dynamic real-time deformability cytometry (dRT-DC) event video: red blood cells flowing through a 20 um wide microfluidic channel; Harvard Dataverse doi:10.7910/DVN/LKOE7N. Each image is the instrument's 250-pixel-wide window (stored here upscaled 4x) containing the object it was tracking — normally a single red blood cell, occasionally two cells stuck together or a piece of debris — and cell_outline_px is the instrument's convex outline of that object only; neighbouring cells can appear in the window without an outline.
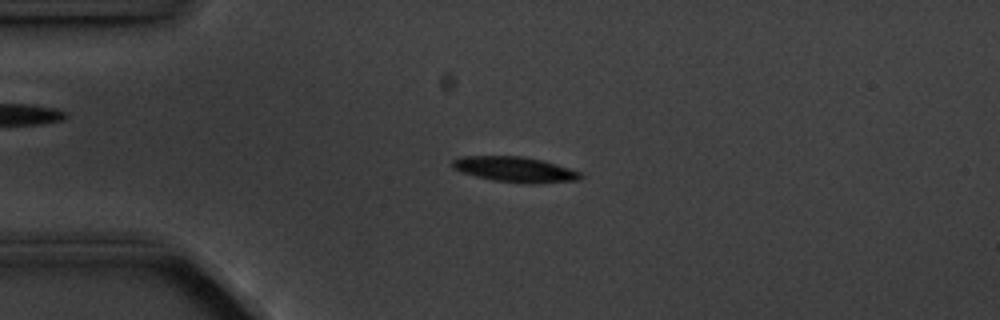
{"species": "common noctule bat (a hibernating species)", "species_latin": "Nyctalus noctula", "temperature_condition": "cold", "stored_images_in_passage": 3, "camera_frame_rate_fps": 3000, "um_per_image_px": 0.085, "animal": {"sex": "male", "body_mass_g": 20.1, "forearm_length_mm": 53.5}, "frame": {"image": 1, "passage_image": 2, "time_ms": 2.0, "image_size_px": [1000, 320], "cell_outline_px": [[584, 176], [580, 180], [532, 184], [528, 184], [492, 180], [476, 176], [452, 168], [452, 160], [460, 156], [520, 156], [540, 160], [568, 168], [580, 172]], "centroid_in_image_um": [43.77, 14.41], "position_along_channel_um": 41.2, "area_um2": 18.79}}